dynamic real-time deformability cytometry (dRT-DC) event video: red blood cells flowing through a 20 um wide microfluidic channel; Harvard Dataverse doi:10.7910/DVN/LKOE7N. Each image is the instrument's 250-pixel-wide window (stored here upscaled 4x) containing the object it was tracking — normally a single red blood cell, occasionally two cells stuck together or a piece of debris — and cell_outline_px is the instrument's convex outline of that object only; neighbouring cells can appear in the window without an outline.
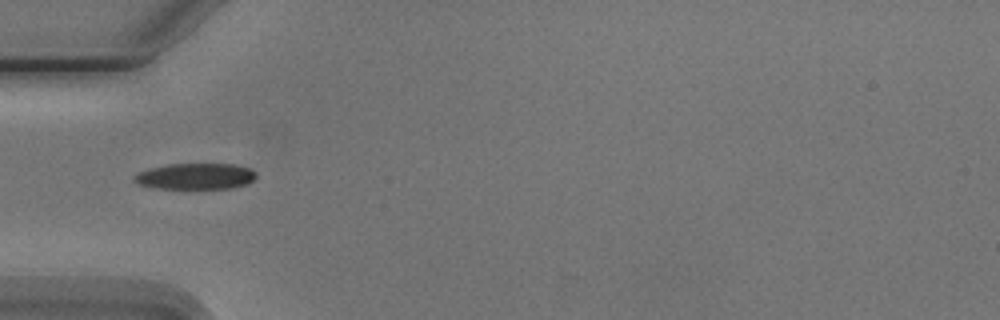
{"species": "Egyptian fruit bat (a non-hibernating species)", "species_latin": "Rousettus aegyptiacus", "temperature_condition": "cold", "stored_images_in_passage": 7, "segment_of_instrument_passage": [2, 2], "camera_frame_rate_fps": 3000, "um_per_image_px": 0.085, "animal": {"sex": "male"}, "frame": {"image": 1, "passage_image": 5, "time_ms": 4.667, "image_size_px": [1000, 320], "cell_outline_px": [[256, 176], [248, 184], [232, 188], [156, 188], [140, 184], [132, 180], [140, 172], [152, 168], [168, 164], [236, 164], [248, 168], [256, 172]], "centroid_in_image_um": [16.67, 14.98], "position_along_channel_um": 68.3, "area_um2": 18.26}}
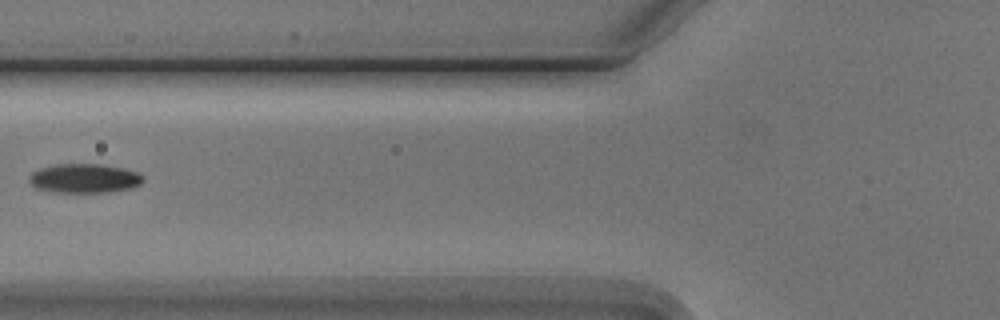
{"frame": {"image": 2, "passage_image": 6, "time_ms": 6.0, "image_size_px": [1000, 320], "cell_outline_px": [[144, 180], [140, 184], [132, 188], [108, 192], [52, 192], [36, 188], [28, 180], [28, 176], [32, 172], [40, 168], [56, 164], [100, 164], [124, 168], [136, 172], [144, 176]], "centroid_in_image_um": [7.17, 15.16], "position_along_channel_um": 118.6, "area_um2": 19.48}}
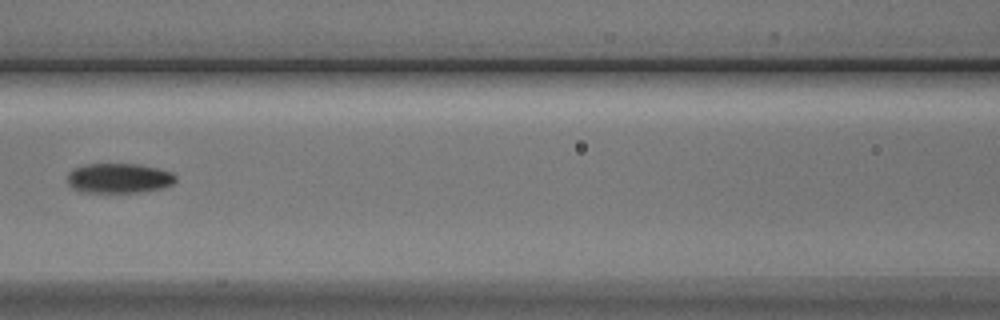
{"frame": {"image": 3, "passage_image": 7, "time_ms": 7.0, "image_size_px": [1000, 320], "cell_outline_px": [[176, 180], [172, 184], [160, 188], [136, 192], [80, 192], [72, 188], [68, 184], [68, 172], [72, 168], [84, 164], [140, 164], [160, 168], [172, 172], [176, 176]], "centroid_in_image_um": [10.08, 15.13], "position_along_channel_um": 156.5, "area_um2": 18.96}}